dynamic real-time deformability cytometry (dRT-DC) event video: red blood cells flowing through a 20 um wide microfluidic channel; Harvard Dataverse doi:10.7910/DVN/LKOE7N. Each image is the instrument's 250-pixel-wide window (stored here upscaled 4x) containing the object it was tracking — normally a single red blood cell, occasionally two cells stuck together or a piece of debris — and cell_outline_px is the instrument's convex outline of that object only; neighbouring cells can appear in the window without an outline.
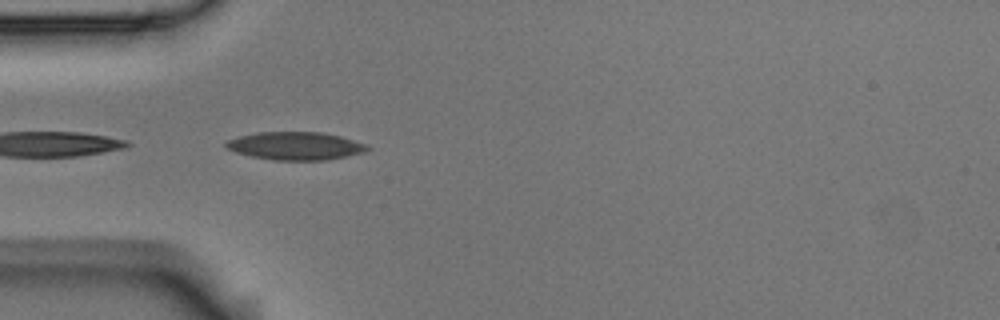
{"species": "Egyptian fruit bat (a non-hibernating species)", "species_latin": "Rousettus aegyptiacus", "temperature_condition": "room temperature", "stored_images_in_passage": 3, "camera_frame_rate_fps": 3000, "um_per_image_px": 0.085, "animal": {"sex": "male"}, "frame": {"image": 1, "passage_image": 1, "time_ms": 0.0, "image_size_px": [1000, 320], "cell_outline_px": [[372, 148], [364, 152], [324, 160], [272, 160], [252, 156], [236, 152], [228, 148], [224, 144], [228, 140], [240, 136], [256, 132], [324, 132], [340, 136], [368, 144]], "centroid_in_image_um": [25.14, 12.39], "position_along_channel_um": 59.9, "area_um2": 22.95}}